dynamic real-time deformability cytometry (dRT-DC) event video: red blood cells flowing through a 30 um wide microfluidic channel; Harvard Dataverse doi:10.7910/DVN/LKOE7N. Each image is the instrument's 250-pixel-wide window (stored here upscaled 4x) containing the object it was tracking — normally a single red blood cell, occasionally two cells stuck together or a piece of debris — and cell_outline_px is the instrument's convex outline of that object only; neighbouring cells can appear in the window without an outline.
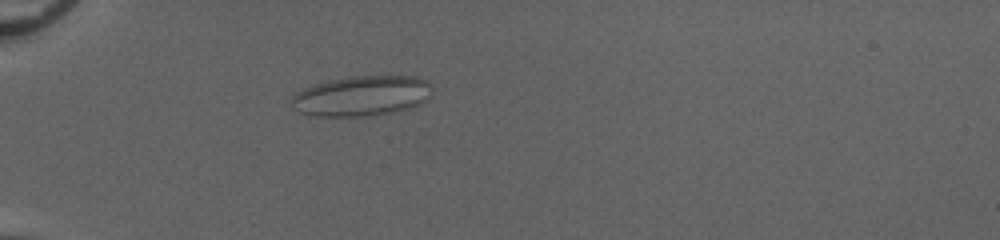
{"species": "common noctule bat (a hibernating species)", "species_latin": "Nyctalus noctula", "temperature_condition": "cold", "stored_images_in_passage": 54, "camera_frame_rate_fps": 3000, "um_per_image_px": 0.085, "animal": {"sex": "female", "body_mass_g": 20.0, "forearm_length_mm": 54.0}, "frame": {"image": 1, "passage_image": 19, "time_ms": 6.0, "image_size_px": [1000, 240], "cell_outline_px": [[428, 100], [412, 108], [392, 112], [368, 116], [312, 116], [300, 112], [292, 108], [292, 96], [296, 92], [312, 84], [328, 80], [348, 76], [416, 76], [428, 80]], "centroid_in_image_um": [30.7, 8.15], "position_along_channel_um": 54.3, "area_um2": 33.12}}
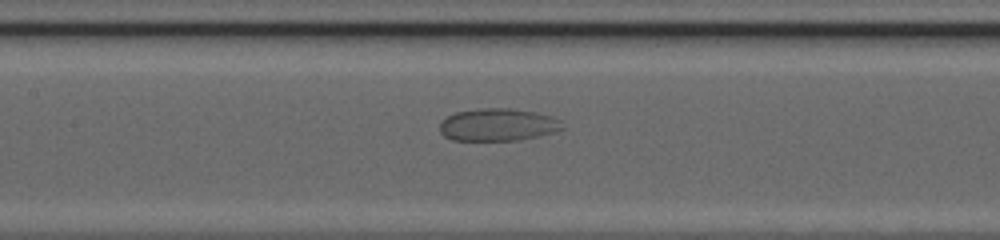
{"frame": {"image": 2, "passage_image": 29, "time_ms": 9.333, "image_size_px": [1000, 240], "cell_outline_px": [[564, 128], [556, 132], [540, 136], [516, 140], [452, 140], [444, 136], [440, 132], [440, 124], [448, 116], [456, 112], [480, 108], [512, 108], [536, 112], [552, 116], [560, 120]], "centroid_in_image_um": [42.35, 10.6], "position_along_channel_um": 165.0, "area_um2": 23.29}}
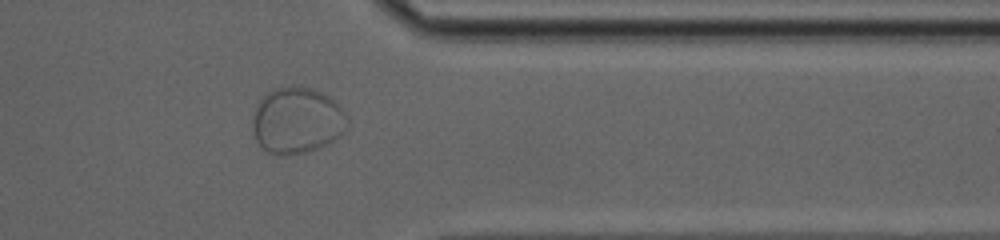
{"frame": {"image": 3, "passage_image": 46, "time_ms": 15.0, "image_size_px": [1000, 240], "cell_outline_px": [[348, 128], [340, 136], [316, 148], [304, 152], [288, 156], [276, 156], [268, 152], [256, 140], [252, 128], [252, 120], [256, 108], [260, 100], [268, 92], [276, 88], [292, 84], [308, 88], [320, 92], [328, 96], [348, 116]], "centroid_in_image_um": [25.23, 10.25], "position_along_channel_um": 386.2, "area_um2": 36.53}}